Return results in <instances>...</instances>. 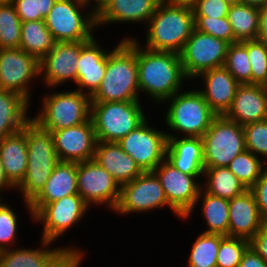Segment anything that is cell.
Segmentation results:
<instances>
[{"instance_id": "6da1fadb", "label": "cell", "mask_w": 267, "mask_h": 267, "mask_svg": "<svg viewBox=\"0 0 267 267\" xmlns=\"http://www.w3.org/2000/svg\"><path fill=\"white\" fill-rule=\"evenodd\" d=\"M126 35L121 39H136L138 84L140 92L144 93L141 98L146 94L154 101L152 103H155V106H159L185 89L184 82L188 83L190 80L184 74L180 54L149 50L141 46L135 35Z\"/></svg>"}, {"instance_id": "7a4b0ae2", "label": "cell", "mask_w": 267, "mask_h": 267, "mask_svg": "<svg viewBox=\"0 0 267 267\" xmlns=\"http://www.w3.org/2000/svg\"><path fill=\"white\" fill-rule=\"evenodd\" d=\"M136 39L121 40L107 54L106 72L91 102L141 101Z\"/></svg>"}, {"instance_id": "3957f363", "label": "cell", "mask_w": 267, "mask_h": 267, "mask_svg": "<svg viewBox=\"0 0 267 267\" xmlns=\"http://www.w3.org/2000/svg\"><path fill=\"white\" fill-rule=\"evenodd\" d=\"M27 171L22 182L15 188L24 201V208L33 219L30 202L45 187L53 169L60 162L50 131L42 129L30 119L26 123Z\"/></svg>"}, {"instance_id": "277c9868", "label": "cell", "mask_w": 267, "mask_h": 267, "mask_svg": "<svg viewBox=\"0 0 267 267\" xmlns=\"http://www.w3.org/2000/svg\"><path fill=\"white\" fill-rule=\"evenodd\" d=\"M194 29L191 7L175 6L162 0L144 28L145 45L141 46L153 51L180 54Z\"/></svg>"}, {"instance_id": "5b68a950", "label": "cell", "mask_w": 267, "mask_h": 267, "mask_svg": "<svg viewBox=\"0 0 267 267\" xmlns=\"http://www.w3.org/2000/svg\"><path fill=\"white\" fill-rule=\"evenodd\" d=\"M189 90L183 89L161 104L168 105L163 114L167 137H202L217 116L197 88Z\"/></svg>"}, {"instance_id": "8992f818", "label": "cell", "mask_w": 267, "mask_h": 267, "mask_svg": "<svg viewBox=\"0 0 267 267\" xmlns=\"http://www.w3.org/2000/svg\"><path fill=\"white\" fill-rule=\"evenodd\" d=\"M41 95V107L38 114L31 117L42 129L47 131L61 130L86 122L91 115V98L89 95L72 89L56 91L47 88ZM52 89V90H50ZM54 90V92H53ZM42 102V103H41Z\"/></svg>"}, {"instance_id": "52a82bcc", "label": "cell", "mask_w": 267, "mask_h": 267, "mask_svg": "<svg viewBox=\"0 0 267 267\" xmlns=\"http://www.w3.org/2000/svg\"><path fill=\"white\" fill-rule=\"evenodd\" d=\"M142 101L91 102L97 142H119L148 117Z\"/></svg>"}, {"instance_id": "ba28073f", "label": "cell", "mask_w": 267, "mask_h": 267, "mask_svg": "<svg viewBox=\"0 0 267 267\" xmlns=\"http://www.w3.org/2000/svg\"><path fill=\"white\" fill-rule=\"evenodd\" d=\"M44 22L56 42L89 41L97 30V16L83 0H57Z\"/></svg>"}, {"instance_id": "9c48e42d", "label": "cell", "mask_w": 267, "mask_h": 267, "mask_svg": "<svg viewBox=\"0 0 267 267\" xmlns=\"http://www.w3.org/2000/svg\"><path fill=\"white\" fill-rule=\"evenodd\" d=\"M40 241L38 248L20 246L0 251V267H80L84 261L83 249L69 245L51 248L54 242Z\"/></svg>"}, {"instance_id": "30bf717a", "label": "cell", "mask_w": 267, "mask_h": 267, "mask_svg": "<svg viewBox=\"0 0 267 267\" xmlns=\"http://www.w3.org/2000/svg\"><path fill=\"white\" fill-rule=\"evenodd\" d=\"M201 138L204 168L227 167L238 154L246 150L243 127L223 115L212 120Z\"/></svg>"}, {"instance_id": "8fae6325", "label": "cell", "mask_w": 267, "mask_h": 267, "mask_svg": "<svg viewBox=\"0 0 267 267\" xmlns=\"http://www.w3.org/2000/svg\"><path fill=\"white\" fill-rule=\"evenodd\" d=\"M169 208L180 220L183 218L168 204L159 178L153 171L140 174L131 182L121 185L120 198L114 212L118 215L155 212ZM155 210V211H154Z\"/></svg>"}, {"instance_id": "7c38bea8", "label": "cell", "mask_w": 267, "mask_h": 267, "mask_svg": "<svg viewBox=\"0 0 267 267\" xmlns=\"http://www.w3.org/2000/svg\"><path fill=\"white\" fill-rule=\"evenodd\" d=\"M91 207L79 194L69 195L46 204L34 217L43 226L40 239L55 242L71 228L80 224ZM77 224V225H76Z\"/></svg>"}, {"instance_id": "4fadbf2b", "label": "cell", "mask_w": 267, "mask_h": 267, "mask_svg": "<svg viewBox=\"0 0 267 267\" xmlns=\"http://www.w3.org/2000/svg\"><path fill=\"white\" fill-rule=\"evenodd\" d=\"M78 194L90 206L105 205L114 211L120 198V184L94 159L77 163Z\"/></svg>"}, {"instance_id": "5bb4252c", "label": "cell", "mask_w": 267, "mask_h": 267, "mask_svg": "<svg viewBox=\"0 0 267 267\" xmlns=\"http://www.w3.org/2000/svg\"><path fill=\"white\" fill-rule=\"evenodd\" d=\"M228 46L225 40L194 29L180 52L185 76L194 82L203 71L224 66Z\"/></svg>"}, {"instance_id": "9a60e30c", "label": "cell", "mask_w": 267, "mask_h": 267, "mask_svg": "<svg viewBox=\"0 0 267 267\" xmlns=\"http://www.w3.org/2000/svg\"><path fill=\"white\" fill-rule=\"evenodd\" d=\"M149 119L118 142L144 172L153 171L165 159L168 140L165 130L156 128Z\"/></svg>"}, {"instance_id": "2e32d148", "label": "cell", "mask_w": 267, "mask_h": 267, "mask_svg": "<svg viewBox=\"0 0 267 267\" xmlns=\"http://www.w3.org/2000/svg\"><path fill=\"white\" fill-rule=\"evenodd\" d=\"M38 79L39 61L34 56L20 48L0 49V89L19 93L32 102L31 84Z\"/></svg>"}, {"instance_id": "e0dca14e", "label": "cell", "mask_w": 267, "mask_h": 267, "mask_svg": "<svg viewBox=\"0 0 267 267\" xmlns=\"http://www.w3.org/2000/svg\"><path fill=\"white\" fill-rule=\"evenodd\" d=\"M153 172L159 178L168 204L184 218L194 207L202 189L203 175H188L164 159ZM199 180V181H198Z\"/></svg>"}, {"instance_id": "ac0fdd59", "label": "cell", "mask_w": 267, "mask_h": 267, "mask_svg": "<svg viewBox=\"0 0 267 267\" xmlns=\"http://www.w3.org/2000/svg\"><path fill=\"white\" fill-rule=\"evenodd\" d=\"M81 51L79 42H56L39 62L40 81L46 88H57L70 82L76 84L77 63ZM42 79V80H41Z\"/></svg>"}, {"instance_id": "d6986e66", "label": "cell", "mask_w": 267, "mask_h": 267, "mask_svg": "<svg viewBox=\"0 0 267 267\" xmlns=\"http://www.w3.org/2000/svg\"><path fill=\"white\" fill-rule=\"evenodd\" d=\"M51 134L60 161L81 163L94 158L97 138L91 117L82 124L54 130Z\"/></svg>"}, {"instance_id": "ffe728a7", "label": "cell", "mask_w": 267, "mask_h": 267, "mask_svg": "<svg viewBox=\"0 0 267 267\" xmlns=\"http://www.w3.org/2000/svg\"><path fill=\"white\" fill-rule=\"evenodd\" d=\"M98 37L89 41H81V51L77 63L76 90L90 97L99 88L106 72L107 54L111 50L105 49Z\"/></svg>"}, {"instance_id": "44dd1931", "label": "cell", "mask_w": 267, "mask_h": 267, "mask_svg": "<svg viewBox=\"0 0 267 267\" xmlns=\"http://www.w3.org/2000/svg\"><path fill=\"white\" fill-rule=\"evenodd\" d=\"M193 80L203 83L198 90L217 116L224 115L230 108L240 85L224 66L203 71Z\"/></svg>"}, {"instance_id": "7402d4cb", "label": "cell", "mask_w": 267, "mask_h": 267, "mask_svg": "<svg viewBox=\"0 0 267 267\" xmlns=\"http://www.w3.org/2000/svg\"><path fill=\"white\" fill-rule=\"evenodd\" d=\"M225 118L244 126L267 119V88L259 84H240Z\"/></svg>"}, {"instance_id": "603a6c76", "label": "cell", "mask_w": 267, "mask_h": 267, "mask_svg": "<svg viewBox=\"0 0 267 267\" xmlns=\"http://www.w3.org/2000/svg\"><path fill=\"white\" fill-rule=\"evenodd\" d=\"M228 236L250 240L263 226L255 197L250 190L229 199Z\"/></svg>"}, {"instance_id": "cb8c5ba5", "label": "cell", "mask_w": 267, "mask_h": 267, "mask_svg": "<svg viewBox=\"0 0 267 267\" xmlns=\"http://www.w3.org/2000/svg\"><path fill=\"white\" fill-rule=\"evenodd\" d=\"M162 0H112L97 16V30L105 25H147Z\"/></svg>"}, {"instance_id": "d4e9b609", "label": "cell", "mask_w": 267, "mask_h": 267, "mask_svg": "<svg viewBox=\"0 0 267 267\" xmlns=\"http://www.w3.org/2000/svg\"><path fill=\"white\" fill-rule=\"evenodd\" d=\"M78 194L77 163L60 161L53 169L45 187L29 203L33 217L48 203Z\"/></svg>"}, {"instance_id": "484cf974", "label": "cell", "mask_w": 267, "mask_h": 267, "mask_svg": "<svg viewBox=\"0 0 267 267\" xmlns=\"http://www.w3.org/2000/svg\"><path fill=\"white\" fill-rule=\"evenodd\" d=\"M165 159L188 175H203L204 152L201 137H167Z\"/></svg>"}, {"instance_id": "4316f807", "label": "cell", "mask_w": 267, "mask_h": 267, "mask_svg": "<svg viewBox=\"0 0 267 267\" xmlns=\"http://www.w3.org/2000/svg\"><path fill=\"white\" fill-rule=\"evenodd\" d=\"M121 185L131 182L144 171L124 152L118 142H97L93 158Z\"/></svg>"}, {"instance_id": "83f0119b", "label": "cell", "mask_w": 267, "mask_h": 267, "mask_svg": "<svg viewBox=\"0 0 267 267\" xmlns=\"http://www.w3.org/2000/svg\"><path fill=\"white\" fill-rule=\"evenodd\" d=\"M26 124L23 129L0 141V158L8 181L16 188L27 171Z\"/></svg>"}, {"instance_id": "f1b7e54d", "label": "cell", "mask_w": 267, "mask_h": 267, "mask_svg": "<svg viewBox=\"0 0 267 267\" xmlns=\"http://www.w3.org/2000/svg\"><path fill=\"white\" fill-rule=\"evenodd\" d=\"M30 105L19 93L0 89V141L23 129L32 116Z\"/></svg>"}, {"instance_id": "f546056e", "label": "cell", "mask_w": 267, "mask_h": 267, "mask_svg": "<svg viewBox=\"0 0 267 267\" xmlns=\"http://www.w3.org/2000/svg\"><path fill=\"white\" fill-rule=\"evenodd\" d=\"M200 202V204H199ZM202 206L201 217H203L206 223V229L203 233L206 234H220L228 236L229 227V200L221 197L210 195L201 189L197 201L194 204L193 209L183 218L182 222L189 220L194 213L196 206Z\"/></svg>"}, {"instance_id": "4dcf8cb0", "label": "cell", "mask_w": 267, "mask_h": 267, "mask_svg": "<svg viewBox=\"0 0 267 267\" xmlns=\"http://www.w3.org/2000/svg\"><path fill=\"white\" fill-rule=\"evenodd\" d=\"M202 189L210 195L232 199L248 189L227 167L204 168Z\"/></svg>"}, {"instance_id": "1f68e13d", "label": "cell", "mask_w": 267, "mask_h": 267, "mask_svg": "<svg viewBox=\"0 0 267 267\" xmlns=\"http://www.w3.org/2000/svg\"><path fill=\"white\" fill-rule=\"evenodd\" d=\"M56 41L44 20L22 22L19 48L34 56L39 62L54 47Z\"/></svg>"}, {"instance_id": "d6a6232c", "label": "cell", "mask_w": 267, "mask_h": 267, "mask_svg": "<svg viewBox=\"0 0 267 267\" xmlns=\"http://www.w3.org/2000/svg\"><path fill=\"white\" fill-rule=\"evenodd\" d=\"M227 19L237 41L258 39L259 8L241 2L232 4Z\"/></svg>"}, {"instance_id": "836d02e7", "label": "cell", "mask_w": 267, "mask_h": 267, "mask_svg": "<svg viewBox=\"0 0 267 267\" xmlns=\"http://www.w3.org/2000/svg\"><path fill=\"white\" fill-rule=\"evenodd\" d=\"M223 237L220 234L199 233L187 256V267H217V253Z\"/></svg>"}, {"instance_id": "e575fe53", "label": "cell", "mask_w": 267, "mask_h": 267, "mask_svg": "<svg viewBox=\"0 0 267 267\" xmlns=\"http://www.w3.org/2000/svg\"><path fill=\"white\" fill-rule=\"evenodd\" d=\"M266 163L252 152L245 150L227 166L249 190L259 179Z\"/></svg>"}, {"instance_id": "d590c367", "label": "cell", "mask_w": 267, "mask_h": 267, "mask_svg": "<svg viewBox=\"0 0 267 267\" xmlns=\"http://www.w3.org/2000/svg\"><path fill=\"white\" fill-rule=\"evenodd\" d=\"M22 22L14 4L0 5V49L19 48Z\"/></svg>"}, {"instance_id": "8d00e7d4", "label": "cell", "mask_w": 267, "mask_h": 267, "mask_svg": "<svg viewBox=\"0 0 267 267\" xmlns=\"http://www.w3.org/2000/svg\"><path fill=\"white\" fill-rule=\"evenodd\" d=\"M224 67L239 84H251V65L247 51V40L229 44Z\"/></svg>"}, {"instance_id": "74e56055", "label": "cell", "mask_w": 267, "mask_h": 267, "mask_svg": "<svg viewBox=\"0 0 267 267\" xmlns=\"http://www.w3.org/2000/svg\"><path fill=\"white\" fill-rule=\"evenodd\" d=\"M0 198V251L16 247L18 244L19 217L12 205ZM10 205V206H9ZM17 240V241H16ZM15 244V245H14Z\"/></svg>"}, {"instance_id": "f35d334b", "label": "cell", "mask_w": 267, "mask_h": 267, "mask_svg": "<svg viewBox=\"0 0 267 267\" xmlns=\"http://www.w3.org/2000/svg\"><path fill=\"white\" fill-rule=\"evenodd\" d=\"M251 65V84L267 85V43L260 39L247 40Z\"/></svg>"}, {"instance_id": "ab89813d", "label": "cell", "mask_w": 267, "mask_h": 267, "mask_svg": "<svg viewBox=\"0 0 267 267\" xmlns=\"http://www.w3.org/2000/svg\"><path fill=\"white\" fill-rule=\"evenodd\" d=\"M249 247V240L224 236L217 253V267H239L244 252Z\"/></svg>"}, {"instance_id": "60d3db41", "label": "cell", "mask_w": 267, "mask_h": 267, "mask_svg": "<svg viewBox=\"0 0 267 267\" xmlns=\"http://www.w3.org/2000/svg\"><path fill=\"white\" fill-rule=\"evenodd\" d=\"M243 127L246 150L267 163V119L251 122Z\"/></svg>"}, {"instance_id": "b9f144b4", "label": "cell", "mask_w": 267, "mask_h": 267, "mask_svg": "<svg viewBox=\"0 0 267 267\" xmlns=\"http://www.w3.org/2000/svg\"><path fill=\"white\" fill-rule=\"evenodd\" d=\"M194 26L197 31L225 40L229 44L238 42L227 17L194 16Z\"/></svg>"}, {"instance_id": "7bdbcfd3", "label": "cell", "mask_w": 267, "mask_h": 267, "mask_svg": "<svg viewBox=\"0 0 267 267\" xmlns=\"http://www.w3.org/2000/svg\"><path fill=\"white\" fill-rule=\"evenodd\" d=\"M231 4L224 0H199L192 7L193 16H209L211 18L227 17Z\"/></svg>"}, {"instance_id": "ee69618b", "label": "cell", "mask_w": 267, "mask_h": 267, "mask_svg": "<svg viewBox=\"0 0 267 267\" xmlns=\"http://www.w3.org/2000/svg\"><path fill=\"white\" fill-rule=\"evenodd\" d=\"M249 190L255 197L262 219L267 221V165L264 166L259 179Z\"/></svg>"}, {"instance_id": "f6af8a7d", "label": "cell", "mask_w": 267, "mask_h": 267, "mask_svg": "<svg viewBox=\"0 0 267 267\" xmlns=\"http://www.w3.org/2000/svg\"><path fill=\"white\" fill-rule=\"evenodd\" d=\"M21 22L44 20L42 15H36L35 0H11Z\"/></svg>"}, {"instance_id": "bcb514c9", "label": "cell", "mask_w": 267, "mask_h": 267, "mask_svg": "<svg viewBox=\"0 0 267 267\" xmlns=\"http://www.w3.org/2000/svg\"><path fill=\"white\" fill-rule=\"evenodd\" d=\"M249 247L267 261V221H264L262 228L249 240Z\"/></svg>"}, {"instance_id": "7dc6e473", "label": "cell", "mask_w": 267, "mask_h": 267, "mask_svg": "<svg viewBox=\"0 0 267 267\" xmlns=\"http://www.w3.org/2000/svg\"><path fill=\"white\" fill-rule=\"evenodd\" d=\"M239 267H267V261L260 257L251 247L244 252Z\"/></svg>"}, {"instance_id": "c3c4849f", "label": "cell", "mask_w": 267, "mask_h": 267, "mask_svg": "<svg viewBox=\"0 0 267 267\" xmlns=\"http://www.w3.org/2000/svg\"><path fill=\"white\" fill-rule=\"evenodd\" d=\"M258 39L267 43V4L259 8V35Z\"/></svg>"}, {"instance_id": "681fc988", "label": "cell", "mask_w": 267, "mask_h": 267, "mask_svg": "<svg viewBox=\"0 0 267 267\" xmlns=\"http://www.w3.org/2000/svg\"><path fill=\"white\" fill-rule=\"evenodd\" d=\"M87 7L98 16L112 0H83Z\"/></svg>"}, {"instance_id": "f907efd6", "label": "cell", "mask_w": 267, "mask_h": 267, "mask_svg": "<svg viewBox=\"0 0 267 267\" xmlns=\"http://www.w3.org/2000/svg\"><path fill=\"white\" fill-rule=\"evenodd\" d=\"M57 0H35L36 15H42L45 17Z\"/></svg>"}, {"instance_id": "816d5d0a", "label": "cell", "mask_w": 267, "mask_h": 267, "mask_svg": "<svg viewBox=\"0 0 267 267\" xmlns=\"http://www.w3.org/2000/svg\"><path fill=\"white\" fill-rule=\"evenodd\" d=\"M6 189L9 190V192L11 189L15 191V187L8 181V179L5 176L2 161L0 158V198L3 197L2 192L7 191Z\"/></svg>"}, {"instance_id": "f5cc1de1", "label": "cell", "mask_w": 267, "mask_h": 267, "mask_svg": "<svg viewBox=\"0 0 267 267\" xmlns=\"http://www.w3.org/2000/svg\"><path fill=\"white\" fill-rule=\"evenodd\" d=\"M169 4L175 5V6H185V7H194L199 0H164Z\"/></svg>"}, {"instance_id": "db71d44e", "label": "cell", "mask_w": 267, "mask_h": 267, "mask_svg": "<svg viewBox=\"0 0 267 267\" xmlns=\"http://www.w3.org/2000/svg\"><path fill=\"white\" fill-rule=\"evenodd\" d=\"M241 3L260 8L267 4V0H241Z\"/></svg>"}, {"instance_id": "11a10c76", "label": "cell", "mask_w": 267, "mask_h": 267, "mask_svg": "<svg viewBox=\"0 0 267 267\" xmlns=\"http://www.w3.org/2000/svg\"><path fill=\"white\" fill-rule=\"evenodd\" d=\"M225 2H228L229 4H237V3H240L241 0H224Z\"/></svg>"}, {"instance_id": "9f6ffc18", "label": "cell", "mask_w": 267, "mask_h": 267, "mask_svg": "<svg viewBox=\"0 0 267 267\" xmlns=\"http://www.w3.org/2000/svg\"><path fill=\"white\" fill-rule=\"evenodd\" d=\"M11 0H0V5L9 3Z\"/></svg>"}]
</instances>
